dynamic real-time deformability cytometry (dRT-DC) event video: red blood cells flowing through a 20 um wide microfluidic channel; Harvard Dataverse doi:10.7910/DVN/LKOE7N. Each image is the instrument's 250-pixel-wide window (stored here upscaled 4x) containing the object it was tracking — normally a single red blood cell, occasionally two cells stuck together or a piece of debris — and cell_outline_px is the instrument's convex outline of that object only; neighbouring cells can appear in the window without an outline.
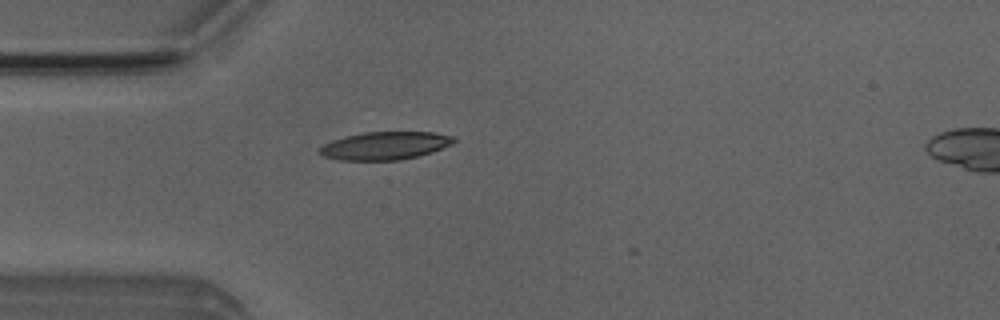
{"species": "Egyptian fruit bat (a non-hibernating species)", "species_latin": "Rousettus aegyptiacus", "temperature_condition": "room temperature", "stored_images_in_passage": 3, "camera_frame_rate_fps": 3000, "um_per_image_px": 0.085, "animal": {"sex": "male"}, "frame": {"image": 1, "passage_image": 3, "time_ms": 2.333, "image_size_px": [1000, 320], "cell_outline_px": [[456, 140], [452, 144], [432, 152], [420, 156], [400, 160], [340, 160], [324, 156], [316, 152], [324, 144], [332, 140], [344, 136], [364, 132], [432, 132], [452, 136]], "centroid_in_image_um": [32.71, 12.38], "position_along_channel_um": 52.3, "area_um2": 21.91}}